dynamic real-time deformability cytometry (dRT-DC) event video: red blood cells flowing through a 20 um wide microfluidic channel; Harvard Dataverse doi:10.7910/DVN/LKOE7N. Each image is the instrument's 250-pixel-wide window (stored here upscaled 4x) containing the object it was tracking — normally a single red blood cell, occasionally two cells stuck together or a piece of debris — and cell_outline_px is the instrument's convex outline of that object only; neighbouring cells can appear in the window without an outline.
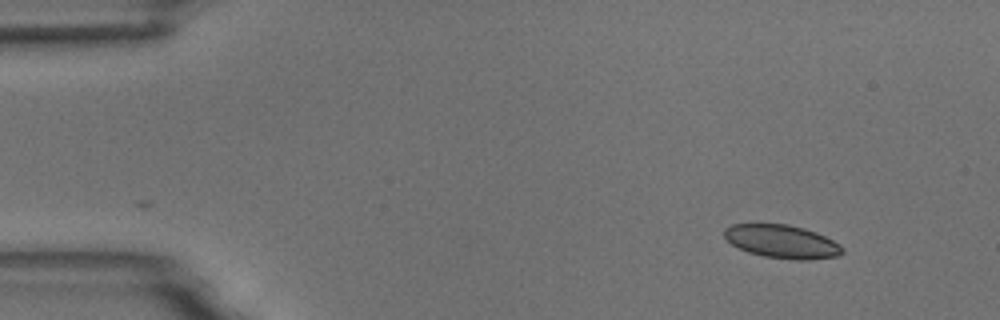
{"species": "common noctule bat (a hibernating species)", "species_latin": "Nyctalus noctula", "temperature_condition": "room temperature", "stored_images_in_passage": 2, "camera_frame_rate_fps": 3000, "um_per_image_px": 0.085, "animal": {"sex": "male", "body_mass_g": 18.8}, "frame": {"image": 1, "passage_image": 2, "time_ms": 1.0, "image_size_px": [1000, 320], "cell_outline_px": [[844, 252], [836, 256], [808, 260], [796, 260], [764, 256], [748, 252], [732, 244], [724, 236], [724, 228], [732, 224], [788, 224], [804, 228], [816, 232], [840, 244], [844, 248]], "centroid_in_image_um": [66.48, 20.53], "position_along_channel_um": 18.5, "area_um2": 22.83}}